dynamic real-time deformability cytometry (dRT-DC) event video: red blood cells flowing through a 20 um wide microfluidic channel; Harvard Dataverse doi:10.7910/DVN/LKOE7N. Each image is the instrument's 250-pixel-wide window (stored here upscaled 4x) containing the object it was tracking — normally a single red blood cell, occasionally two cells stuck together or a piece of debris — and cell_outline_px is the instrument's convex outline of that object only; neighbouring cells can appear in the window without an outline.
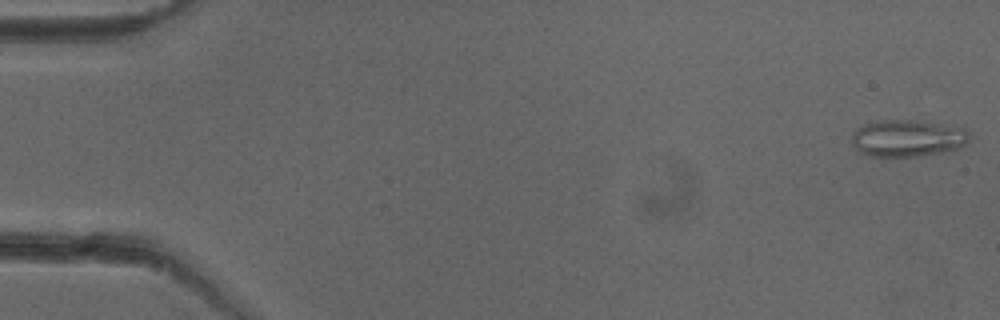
{"species": "common noctule bat (a hibernating species)", "species_latin": "Nyctalus noctula", "temperature_condition": "cold", "stored_images_in_passage": 51, "camera_frame_rate_fps": 3000, "um_per_image_px": 0.085, "animal": {"sex": "female"}, "frame": {"image": 1, "passage_image": 1, "time_ms": 0.0, "image_size_px": [1000, 320], "cell_outline_px": [[968, 140], [960, 148], [944, 152], [920, 156], [872, 156], [860, 152], [856, 148], [852, 140], [852, 132], [856, 128], [864, 124], [884, 120], [916, 120], [964, 128], [968, 132]], "centroid_in_image_um": [77.13, 11.75], "position_along_channel_um": 7.9, "area_um2": 25.14}}
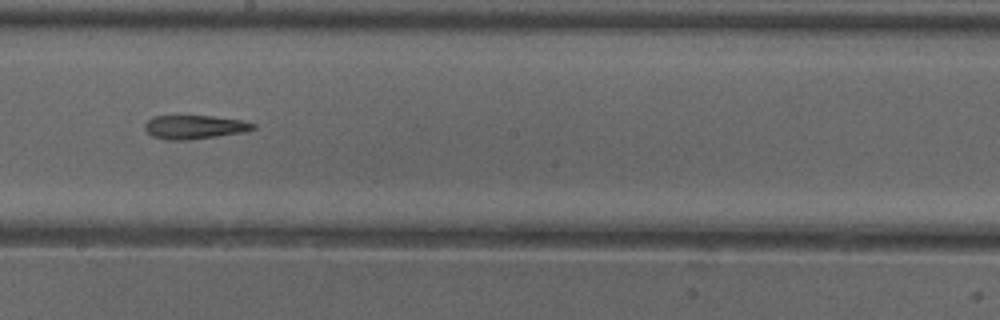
{"frame": {"image": 2, "passage_image": 29, "time_ms": 9.333, "image_size_px": [1000, 320], "cell_outline_px": [[256, 128], [244, 132], [188, 140], [164, 140], [152, 136], [144, 128], [144, 124], [152, 116], [212, 116], [244, 120], [256, 124]], "centroid_in_image_um": [16.54, 10.8], "position_along_channel_um": 231.7, "area_um2": 15.09}}
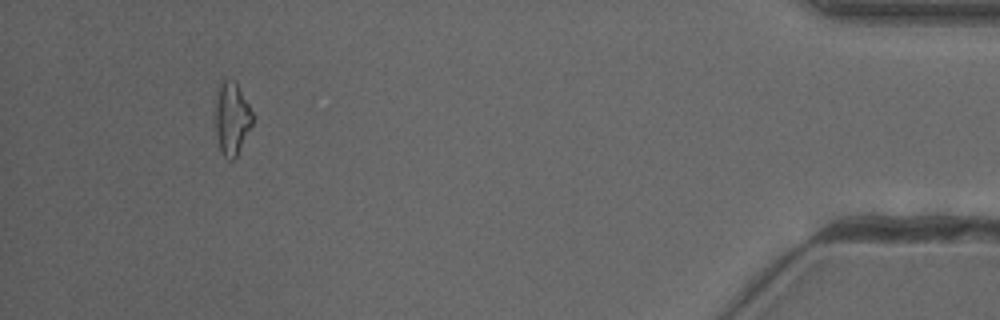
{"frame": {"image": 3, "passage_image": 48, "time_ms": 15.667, "image_size_px": [1000, 320], "cell_outline_px": [[252, 124], [236, 156], [232, 160], [228, 160], [220, 152], [216, 136], [212, 112], [216, 92], [220, 84], [224, 80], [236, 80], [252, 112]], "centroid_in_image_um": [19.63, 10.05], "position_along_channel_um": 415.6, "area_um2": 16.24}, "authors_computed_cell_mechanics": {"area_um2": 16.473, "velocity_mm_per_s": 3.9753, "shape_relaxation_time_tau1_ms": null, "shape_relaxation_time_tau2_ms": 3.9298, "deformation_change_tau1": null, "deformation_change_tau2": 0.1703}}